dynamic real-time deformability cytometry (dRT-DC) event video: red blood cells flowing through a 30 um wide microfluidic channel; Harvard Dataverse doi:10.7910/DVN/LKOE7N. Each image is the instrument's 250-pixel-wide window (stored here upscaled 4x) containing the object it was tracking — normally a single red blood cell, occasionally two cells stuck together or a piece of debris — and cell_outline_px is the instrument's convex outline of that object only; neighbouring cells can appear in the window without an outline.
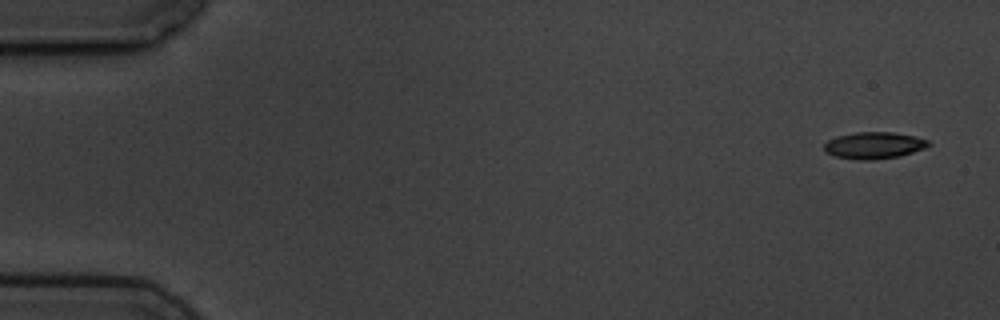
{"species": "common noctule bat (a hibernating species)", "species_latin": "Nyctalus noctula", "temperature_condition": "cold", "stored_images_in_passage": 5, "camera_frame_rate_fps": 3000, "um_per_image_px": 0.085, "animal": {"sex": "male", "body_mass_g": 19.5, "forearm_length_mm": 54.6}, "frame": {"image": 1, "passage_image": 1, "time_ms": 0.0, "image_size_px": [1000, 320], "cell_outline_px": [[932, 144], [924, 148], [900, 156], [872, 160], [860, 160], [836, 156], [824, 152], [824, 144], [828, 140], [836, 136], [856, 132], [892, 132], [916, 136], [928, 140]], "centroid_in_image_um": [74.29, 12.35], "position_along_channel_um": 10.7, "area_um2": 16.3}}
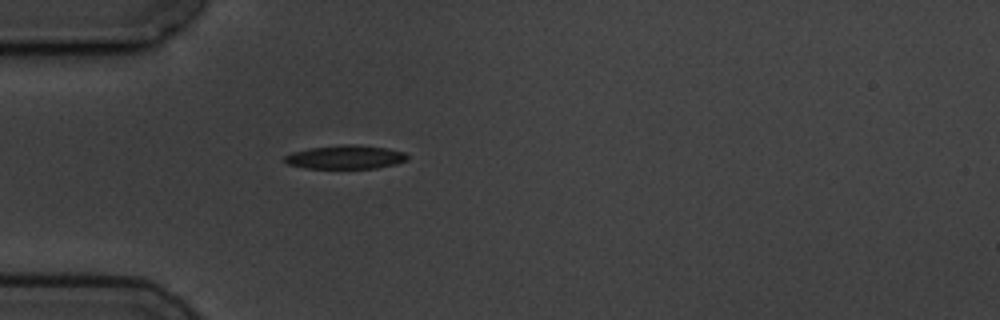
{"frame": {"image": 2, "passage_image": 5, "time_ms": 4.667, "image_size_px": [1000, 320], "cell_outline_px": [[408, 160], [396, 164], [376, 168], [304, 168], [288, 164], [284, 160], [284, 156], [292, 152], [308, 148], [344, 144], [356, 144], [388, 148], [404, 152], [408, 156]], "centroid_in_image_um": [29.38, 13.35], "position_along_channel_um": 55.6, "area_um2": 17.05}}